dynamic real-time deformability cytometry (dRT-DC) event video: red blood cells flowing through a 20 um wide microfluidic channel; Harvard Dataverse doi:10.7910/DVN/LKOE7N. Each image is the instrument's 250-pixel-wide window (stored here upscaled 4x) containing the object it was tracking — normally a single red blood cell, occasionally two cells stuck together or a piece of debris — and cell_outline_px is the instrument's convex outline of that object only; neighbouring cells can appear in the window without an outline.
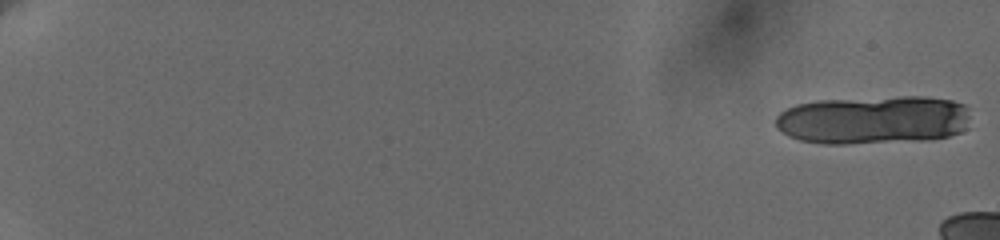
{"species": "human", "species_latin": "Homo sapiens", "temperature_condition": "cold", "stored_images_in_passage": 31, "camera_frame_rate_fps": 3000, "um_per_image_px": 0.085, "donor": {"sex": "female"}, "frame": {"image": 1, "passage_image": 1, "time_ms": 0.0, "image_size_px": [1000, 240], "cell_outline_px": [[968, 116], [964, 128], [960, 132], [948, 136], [924, 140], [844, 144], [824, 144], [800, 140], [788, 136], [776, 128], [776, 116], [780, 112], [796, 104], [816, 100], [904, 96], [924, 96], [952, 100], [964, 104]], "centroid_in_image_um": [74.18, 10.18], "position_along_channel_um": 10.8, "area_um2": 55.2}}